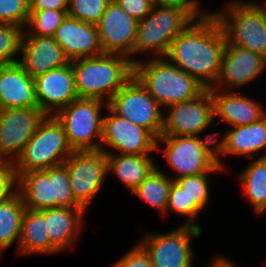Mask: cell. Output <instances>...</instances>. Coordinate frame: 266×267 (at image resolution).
Segmentation results:
<instances>
[{"label": "cell", "mask_w": 266, "mask_h": 267, "mask_svg": "<svg viewBox=\"0 0 266 267\" xmlns=\"http://www.w3.org/2000/svg\"><path fill=\"white\" fill-rule=\"evenodd\" d=\"M264 29L266 31V11H265V25H264Z\"/></svg>", "instance_id": "43"}, {"label": "cell", "mask_w": 266, "mask_h": 267, "mask_svg": "<svg viewBox=\"0 0 266 267\" xmlns=\"http://www.w3.org/2000/svg\"><path fill=\"white\" fill-rule=\"evenodd\" d=\"M54 40L61 46L69 61L104 54L98 28L67 15L56 30Z\"/></svg>", "instance_id": "20"}, {"label": "cell", "mask_w": 266, "mask_h": 267, "mask_svg": "<svg viewBox=\"0 0 266 267\" xmlns=\"http://www.w3.org/2000/svg\"><path fill=\"white\" fill-rule=\"evenodd\" d=\"M208 174L201 173L174 179L185 190L189 200L193 201L201 210L208 204L211 195Z\"/></svg>", "instance_id": "34"}, {"label": "cell", "mask_w": 266, "mask_h": 267, "mask_svg": "<svg viewBox=\"0 0 266 267\" xmlns=\"http://www.w3.org/2000/svg\"><path fill=\"white\" fill-rule=\"evenodd\" d=\"M173 179L157 167L131 193L165 215Z\"/></svg>", "instance_id": "29"}, {"label": "cell", "mask_w": 266, "mask_h": 267, "mask_svg": "<svg viewBox=\"0 0 266 267\" xmlns=\"http://www.w3.org/2000/svg\"><path fill=\"white\" fill-rule=\"evenodd\" d=\"M24 30L21 26L0 23V66L19 61L15 56L20 53Z\"/></svg>", "instance_id": "32"}, {"label": "cell", "mask_w": 266, "mask_h": 267, "mask_svg": "<svg viewBox=\"0 0 266 267\" xmlns=\"http://www.w3.org/2000/svg\"><path fill=\"white\" fill-rule=\"evenodd\" d=\"M198 0H156V5L179 6L186 8L195 18L202 17L209 12H200Z\"/></svg>", "instance_id": "39"}, {"label": "cell", "mask_w": 266, "mask_h": 267, "mask_svg": "<svg viewBox=\"0 0 266 267\" xmlns=\"http://www.w3.org/2000/svg\"><path fill=\"white\" fill-rule=\"evenodd\" d=\"M72 152L62 124L54 115H46L13 165L19 176L61 165Z\"/></svg>", "instance_id": "7"}, {"label": "cell", "mask_w": 266, "mask_h": 267, "mask_svg": "<svg viewBox=\"0 0 266 267\" xmlns=\"http://www.w3.org/2000/svg\"><path fill=\"white\" fill-rule=\"evenodd\" d=\"M45 116L38 107L0 110V161L14 162Z\"/></svg>", "instance_id": "14"}, {"label": "cell", "mask_w": 266, "mask_h": 267, "mask_svg": "<svg viewBox=\"0 0 266 267\" xmlns=\"http://www.w3.org/2000/svg\"><path fill=\"white\" fill-rule=\"evenodd\" d=\"M107 155V173H113L131 192L156 168L149 155H114L107 147L101 149Z\"/></svg>", "instance_id": "25"}, {"label": "cell", "mask_w": 266, "mask_h": 267, "mask_svg": "<svg viewBox=\"0 0 266 267\" xmlns=\"http://www.w3.org/2000/svg\"><path fill=\"white\" fill-rule=\"evenodd\" d=\"M17 251L20 256L22 254L36 255L58 252L50 244L49 236L46 232L45 210H25Z\"/></svg>", "instance_id": "26"}, {"label": "cell", "mask_w": 266, "mask_h": 267, "mask_svg": "<svg viewBox=\"0 0 266 267\" xmlns=\"http://www.w3.org/2000/svg\"><path fill=\"white\" fill-rule=\"evenodd\" d=\"M105 107L110 114L103 117L101 149L107 146L131 155H149L156 150L157 138L149 130L117 115L108 105Z\"/></svg>", "instance_id": "15"}, {"label": "cell", "mask_w": 266, "mask_h": 267, "mask_svg": "<svg viewBox=\"0 0 266 267\" xmlns=\"http://www.w3.org/2000/svg\"><path fill=\"white\" fill-rule=\"evenodd\" d=\"M38 107L35 83L17 62L0 66V110Z\"/></svg>", "instance_id": "21"}, {"label": "cell", "mask_w": 266, "mask_h": 267, "mask_svg": "<svg viewBox=\"0 0 266 267\" xmlns=\"http://www.w3.org/2000/svg\"><path fill=\"white\" fill-rule=\"evenodd\" d=\"M202 231L181 225L167 233H146L138 244L149 255L154 267H192L191 240L200 236Z\"/></svg>", "instance_id": "12"}, {"label": "cell", "mask_w": 266, "mask_h": 267, "mask_svg": "<svg viewBox=\"0 0 266 267\" xmlns=\"http://www.w3.org/2000/svg\"><path fill=\"white\" fill-rule=\"evenodd\" d=\"M148 61V62H147ZM134 63V76L161 107L195 99L205 88L167 57Z\"/></svg>", "instance_id": "3"}, {"label": "cell", "mask_w": 266, "mask_h": 267, "mask_svg": "<svg viewBox=\"0 0 266 267\" xmlns=\"http://www.w3.org/2000/svg\"><path fill=\"white\" fill-rule=\"evenodd\" d=\"M24 30L18 63L32 77L67 65L70 61L53 37L29 35Z\"/></svg>", "instance_id": "19"}, {"label": "cell", "mask_w": 266, "mask_h": 267, "mask_svg": "<svg viewBox=\"0 0 266 267\" xmlns=\"http://www.w3.org/2000/svg\"><path fill=\"white\" fill-rule=\"evenodd\" d=\"M126 13L137 21L143 20L153 5L147 0H114Z\"/></svg>", "instance_id": "38"}, {"label": "cell", "mask_w": 266, "mask_h": 267, "mask_svg": "<svg viewBox=\"0 0 266 267\" xmlns=\"http://www.w3.org/2000/svg\"><path fill=\"white\" fill-rule=\"evenodd\" d=\"M18 174L13 162L0 161V203L7 201L18 193ZM16 186V190L13 187Z\"/></svg>", "instance_id": "36"}, {"label": "cell", "mask_w": 266, "mask_h": 267, "mask_svg": "<svg viewBox=\"0 0 266 267\" xmlns=\"http://www.w3.org/2000/svg\"><path fill=\"white\" fill-rule=\"evenodd\" d=\"M29 15V0H0V23L24 28Z\"/></svg>", "instance_id": "35"}, {"label": "cell", "mask_w": 266, "mask_h": 267, "mask_svg": "<svg viewBox=\"0 0 266 267\" xmlns=\"http://www.w3.org/2000/svg\"><path fill=\"white\" fill-rule=\"evenodd\" d=\"M225 132L216 145L218 164L223 169L225 164L220 160L221 155L252 157L254 153L266 148V115L250 125L235 126ZM263 157H266V152L260 156Z\"/></svg>", "instance_id": "22"}, {"label": "cell", "mask_w": 266, "mask_h": 267, "mask_svg": "<svg viewBox=\"0 0 266 267\" xmlns=\"http://www.w3.org/2000/svg\"><path fill=\"white\" fill-rule=\"evenodd\" d=\"M226 44L221 24L209 12L174 38L166 57L205 89H211L218 80Z\"/></svg>", "instance_id": "1"}, {"label": "cell", "mask_w": 266, "mask_h": 267, "mask_svg": "<svg viewBox=\"0 0 266 267\" xmlns=\"http://www.w3.org/2000/svg\"><path fill=\"white\" fill-rule=\"evenodd\" d=\"M147 1H149L153 6L156 5V0H147Z\"/></svg>", "instance_id": "42"}, {"label": "cell", "mask_w": 266, "mask_h": 267, "mask_svg": "<svg viewBox=\"0 0 266 267\" xmlns=\"http://www.w3.org/2000/svg\"><path fill=\"white\" fill-rule=\"evenodd\" d=\"M112 0H69L68 15L80 21L97 25Z\"/></svg>", "instance_id": "33"}, {"label": "cell", "mask_w": 266, "mask_h": 267, "mask_svg": "<svg viewBox=\"0 0 266 267\" xmlns=\"http://www.w3.org/2000/svg\"><path fill=\"white\" fill-rule=\"evenodd\" d=\"M108 106L117 115L149 130L157 139L161 136L165 115L162 107L134 75L114 94Z\"/></svg>", "instance_id": "10"}, {"label": "cell", "mask_w": 266, "mask_h": 267, "mask_svg": "<svg viewBox=\"0 0 266 267\" xmlns=\"http://www.w3.org/2000/svg\"><path fill=\"white\" fill-rule=\"evenodd\" d=\"M118 54H102L70 61L79 98L100 99L108 103L134 75V63Z\"/></svg>", "instance_id": "2"}, {"label": "cell", "mask_w": 266, "mask_h": 267, "mask_svg": "<svg viewBox=\"0 0 266 267\" xmlns=\"http://www.w3.org/2000/svg\"><path fill=\"white\" fill-rule=\"evenodd\" d=\"M69 0H29V11L68 10Z\"/></svg>", "instance_id": "40"}, {"label": "cell", "mask_w": 266, "mask_h": 267, "mask_svg": "<svg viewBox=\"0 0 266 267\" xmlns=\"http://www.w3.org/2000/svg\"><path fill=\"white\" fill-rule=\"evenodd\" d=\"M34 83L38 108L46 115H54L79 98L71 62L35 77Z\"/></svg>", "instance_id": "17"}, {"label": "cell", "mask_w": 266, "mask_h": 267, "mask_svg": "<svg viewBox=\"0 0 266 267\" xmlns=\"http://www.w3.org/2000/svg\"><path fill=\"white\" fill-rule=\"evenodd\" d=\"M103 105L108 103L94 98H77L54 114L73 151L101 149Z\"/></svg>", "instance_id": "9"}, {"label": "cell", "mask_w": 266, "mask_h": 267, "mask_svg": "<svg viewBox=\"0 0 266 267\" xmlns=\"http://www.w3.org/2000/svg\"><path fill=\"white\" fill-rule=\"evenodd\" d=\"M110 267H154L149 255L138 244Z\"/></svg>", "instance_id": "37"}, {"label": "cell", "mask_w": 266, "mask_h": 267, "mask_svg": "<svg viewBox=\"0 0 266 267\" xmlns=\"http://www.w3.org/2000/svg\"><path fill=\"white\" fill-rule=\"evenodd\" d=\"M218 132L206 135L205 139L200 136H171L161 135L156 142V151L159 143L165 145L163 151L168 165L178 179L185 176L198 175L201 173H216L223 171L218 164L217 142ZM212 144L214 145L212 147Z\"/></svg>", "instance_id": "4"}, {"label": "cell", "mask_w": 266, "mask_h": 267, "mask_svg": "<svg viewBox=\"0 0 266 267\" xmlns=\"http://www.w3.org/2000/svg\"><path fill=\"white\" fill-rule=\"evenodd\" d=\"M171 211L187 217L188 220L183 226L202 229L200 225L195 223L201 209L193 201L189 200L185 190L175 180L172 181L166 208L167 213Z\"/></svg>", "instance_id": "31"}, {"label": "cell", "mask_w": 266, "mask_h": 267, "mask_svg": "<svg viewBox=\"0 0 266 267\" xmlns=\"http://www.w3.org/2000/svg\"><path fill=\"white\" fill-rule=\"evenodd\" d=\"M83 207H57L45 210L46 232L50 244L62 252L74 246L77 233L82 229ZM79 231V232H78Z\"/></svg>", "instance_id": "24"}, {"label": "cell", "mask_w": 266, "mask_h": 267, "mask_svg": "<svg viewBox=\"0 0 266 267\" xmlns=\"http://www.w3.org/2000/svg\"><path fill=\"white\" fill-rule=\"evenodd\" d=\"M266 69V59L258 53L237 46L227 45L222 57L221 71L211 89L219 87L240 88L255 80Z\"/></svg>", "instance_id": "18"}, {"label": "cell", "mask_w": 266, "mask_h": 267, "mask_svg": "<svg viewBox=\"0 0 266 267\" xmlns=\"http://www.w3.org/2000/svg\"><path fill=\"white\" fill-rule=\"evenodd\" d=\"M74 199L86 210L107 174V155L101 149L73 151L63 163Z\"/></svg>", "instance_id": "11"}, {"label": "cell", "mask_w": 266, "mask_h": 267, "mask_svg": "<svg viewBox=\"0 0 266 267\" xmlns=\"http://www.w3.org/2000/svg\"><path fill=\"white\" fill-rule=\"evenodd\" d=\"M163 117L161 135L199 136L214 121V102L211 89H205L195 99L169 105Z\"/></svg>", "instance_id": "13"}, {"label": "cell", "mask_w": 266, "mask_h": 267, "mask_svg": "<svg viewBox=\"0 0 266 267\" xmlns=\"http://www.w3.org/2000/svg\"><path fill=\"white\" fill-rule=\"evenodd\" d=\"M17 186L26 209L42 211L57 207H82L74 199L64 164L21 173Z\"/></svg>", "instance_id": "5"}, {"label": "cell", "mask_w": 266, "mask_h": 267, "mask_svg": "<svg viewBox=\"0 0 266 267\" xmlns=\"http://www.w3.org/2000/svg\"><path fill=\"white\" fill-rule=\"evenodd\" d=\"M232 92V93H231ZM211 89L214 118L220 117L232 127L250 125L266 115L265 109L251 98L240 93Z\"/></svg>", "instance_id": "23"}, {"label": "cell", "mask_w": 266, "mask_h": 267, "mask_svg": "<svg viewBox=\"0 0 266 267\" xmlns=\"http://www.w3.org/2000/svg\"><path fill=\"white\" fill-rule=\"evenodd\" d=\"M196 18L184 7L155 5L138 21L134 55L152 51L154 57H166L174 38Z\"/></svg>", "instance_id": "8"}, {"label": "cell", "mask_w": 266, "mask_h": 267, "mask_svg": "<svg viewBox=\"0 0 266 267\" xmlns=\"http://www.w3.org/2000/svg\"><path fill=\"white\" fill-rule=\"evenodd\" d=\"M138 21L126 13L114 0L106 7L97 24L104 54L134 55Z\"/></svg>", "instance_id": "16"}, {"label": "cell", "mask_w": 266, "mask_h": 267, "mask_svg": "<svg viewBox=\"0 0 266 267\" xmlns=\"http://www.w3.org/2000/svg\"><path fill=\"white\" fill-rule=\"evenodd\" d=\"M243 192L258 215L266 211V157L257 158L239 176Z\"/></svg>", "instance_id": "27"}, {"label": "cell", "mask_w": 266, "mask_h": 267, "mask_svg": "<svg viewBox=\"0 0 266 267\" xmlns=\"http://www.w3.org/2000/svg\"><path fill=\"white\" fill-rule=\"evenodd\" d=\"M67 11L54 9L29 11V20L24 29L29 35L53 37L58 27L68 15Z\"/></svg>", "instance_id": "30"}, {"label": "cell", "mask_w": 266, "mask_h": 267, "mask_svg": "<svg viewBox=\"0 0 266 267\" xmlns=\"http://www.w3.org/2000/svg\"><path fill=\"white\" fill-rule=\"evenodd\" d=\"M226 4L223 11L212 14L222 26L227 45L248 49L266 59V5L238 0Z\"/></svg>", "instance_id": "6"}, {"label": "cell", "mask_w": 266, "mask_h": 267, "mask_svg": "<svg viewBox=\"0 0 266 267\" xmlns=\"http://www.w3.org/2000/svg\"><path fill=\"white\" fill-rule=\"evenodd\" d=\"M212 265L208 267H238V265H235L233 262L229 261V259L219 256L213 260Z\"/></svg>", "instance_id": "41"}, {"label": "cell", "mask_w": 266, "mask_h": 267, "mask_svg": "<svg viewBox=\"0 0 266 267\" xmlns=\"http://www.w3.org/2000/svg\"><path fill=\"white\" fill-rule=\"evenodd\" d=\"M25 210L19 192L11 199L0 203V253L6 251L13 242L19 243Z\"/></svg>", "instance_id": "28"}]
</instances>
